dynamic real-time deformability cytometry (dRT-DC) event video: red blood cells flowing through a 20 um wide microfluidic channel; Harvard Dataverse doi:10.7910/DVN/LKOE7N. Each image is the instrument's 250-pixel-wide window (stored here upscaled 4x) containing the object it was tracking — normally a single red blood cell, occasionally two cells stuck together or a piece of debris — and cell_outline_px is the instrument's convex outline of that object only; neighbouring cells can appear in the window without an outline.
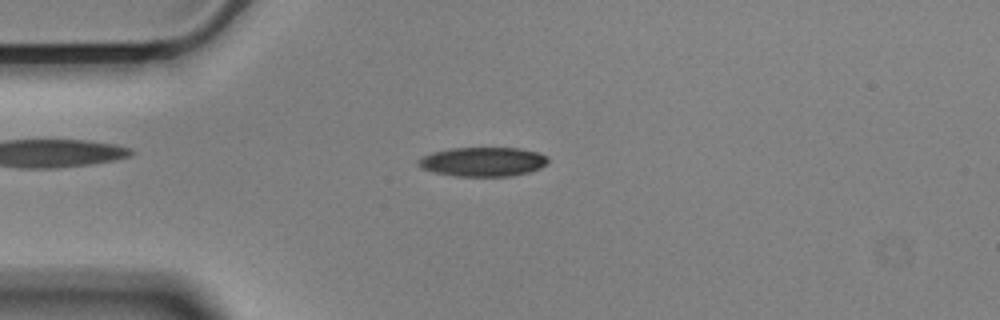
{"species": "Egyptian fruit bat (a non-hibernating species)", "species_latin": "Rousettus aegyptiacus", "temperature_condition": "cold", "stored_images_in_passage": 47, "camera_frame_rate_fps": 3000, "um_per_image_px": 0.085, "animal": {"sex": "male"}, "frame": {"image": 1, "passage_image": 5, "time_ms": 1.333, "image_size_px": [1000, 320], "cell_outline_px": [[548, 164], [540, 168], [528, 172], [512, 176], [456, 176], [436, 172], [420, 168], [416, 164], [416, 160], [432, 152], [452, 148], [520, 148], [540, 152], [548, 156]], "centroid_in_image_um": [41.07, 13.74], "position_along_channel_um": 43.9, "area_um2": 22.25}}
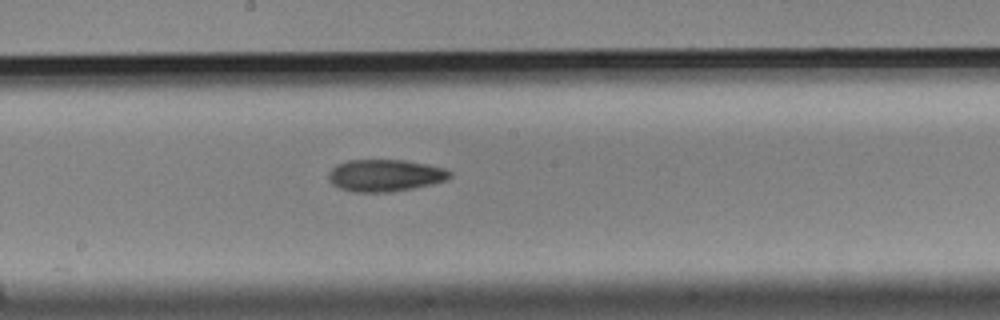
{"frame": {"image": 2, "passage_image": 21, "time_ms": 6.667, "image_size_px": [1000, 320], "cell_outline_px": [[452, 176], [448, 180], [432, 184], [412, 188], [388, 192], [352, 192], [340, 188], [332, 184], [328, 180], [328, 172], [336, 164], [348, 160], [404, 160], [428, 164], [444, 168], [452, 172]], "centroid_in_image_um": [32.73, 14.91], "position_along_channel_um": 215.5, "area_um2": 22.83}}
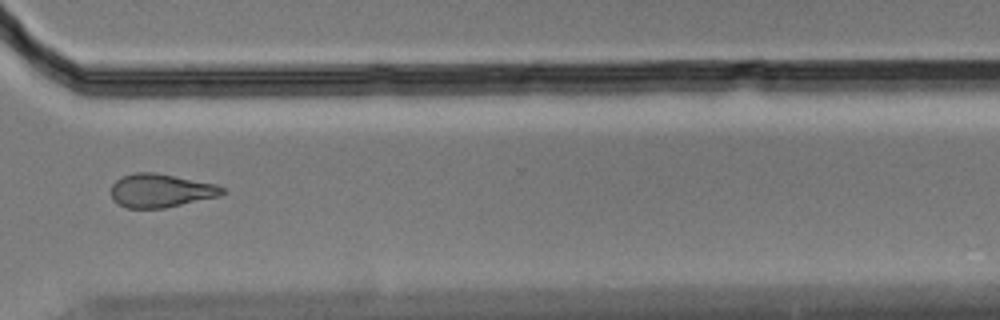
{"frame": {"image": 3, "passage_image": 33, "time_ms": 10.667, "image_size_px": [1000, 320], "cell_outline_px": [[224, 192], [220, 196], [164, 208], [128, 208], [116, 204], [112, 200], [112, 184], [120, 176], [136, 172], [152, 172], [216, 184], [224, 188]], "centroid_in_image_um": [13.62, 16.2], "position_along_channel_um": 357.0, "area_um2": 21.68}, "authors_computed_cell_mechanics": {"area_um2": 22.4842, "velocity_mm_per_s": 3.54, "shape_relaxation_time_tau1_ms": 8.3565, "shape_relaxation_time_tau2_ms": null, "deformation_change_tau1": 0.1635, "deformation_change_tau2": null}}